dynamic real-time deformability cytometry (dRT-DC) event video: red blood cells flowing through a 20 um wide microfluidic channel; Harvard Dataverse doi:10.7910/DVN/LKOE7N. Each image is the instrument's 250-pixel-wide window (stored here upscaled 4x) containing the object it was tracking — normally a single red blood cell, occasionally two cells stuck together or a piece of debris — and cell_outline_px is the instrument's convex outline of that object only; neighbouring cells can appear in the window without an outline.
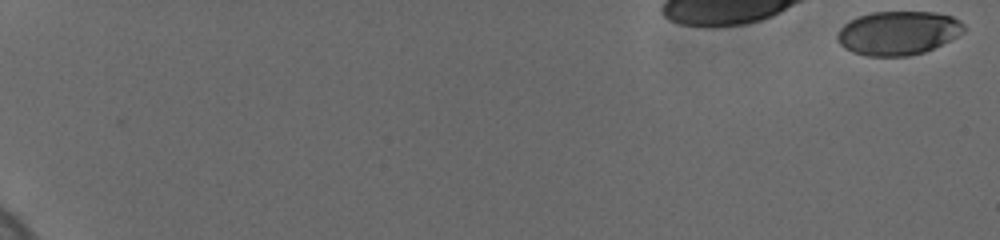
{"species": "human", "species_latin": "Homo sapiens", "temperature_condition": "cold", "stored_images_in_passage": 44, "camera_frame_rate_fps": 3000, "um_per_image_px": 0.085, "donor": {"sex": "female"}, "frame": {"image": 1, "passage_image": 1, "time_ms": 0.0, "image_size_px": [1000, 240], "cell_outline_px": [[964, 32], [924, 52], [908, 56], [868, 56], [852, 52], [844, 48], [836, 40], [836, 32], [848, 20], [856, 16], [872, 12], [936, 12], [952, 16], [960, 20], [964, 24]], "centroid_in_image_um": [76.28, 2.79], "position_along_channel_um": 8.7, "area_um2": 32.48}}
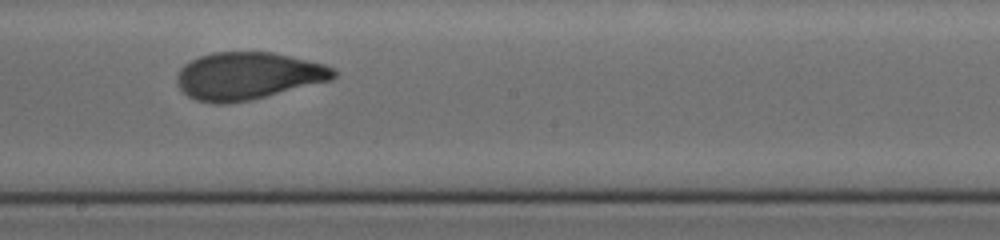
{"frame": {"image": 2, "passage_image": 30, "time_ms": 9.667, "image_size_px": [1000, 240], "cell_outline_px": [[336, 76], [332, 80], [248, 100], [224, 104], [216, 104], [196, 100], [188, 96], [176, 84], [176, 76], [180, 68], [184, 64], [200, 56], [212, 52], [272, 52], [324, 64], [332, 68], [336, 72]], "centroid_in_image_um": [21.03, 6.45], "position_along_channel_um": 227.2, "area_um2": 43.0}}
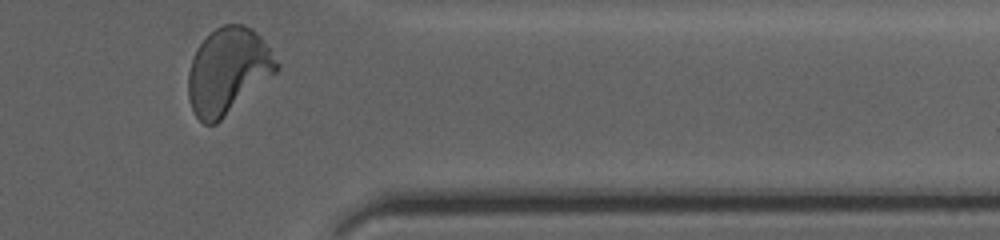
{"frame": {"image": 3, "passage_image": 44, "time_ms": 14.333, "image_size_px": [1000, 240], "cell_outline_px": [[280, 68], [276, 72], [216, 124], [204, 124], [196, 116], [192, 108], [188, 96], [188, 72], [196, 48], [216, 28], [224, 24], [240, 24], [252, 28], [260, 36], [280, 64]], "centroid_in_image_um": [19.37, 6.03], "position_along_channel_um": 392.0, "area_um2": 43.81}, "authors_computed_cell_mechanics": {"area_um2": 42.2518, "velocity_mm_per_s": 3.6596, "shape_relaxation_time_tau1_ms": 4.2461, "shape_relaxation_time_tau2_ms": 0.8357, "deformation_change_tau1": 0.1796, "deformation_change_tau2": 0.0605}}